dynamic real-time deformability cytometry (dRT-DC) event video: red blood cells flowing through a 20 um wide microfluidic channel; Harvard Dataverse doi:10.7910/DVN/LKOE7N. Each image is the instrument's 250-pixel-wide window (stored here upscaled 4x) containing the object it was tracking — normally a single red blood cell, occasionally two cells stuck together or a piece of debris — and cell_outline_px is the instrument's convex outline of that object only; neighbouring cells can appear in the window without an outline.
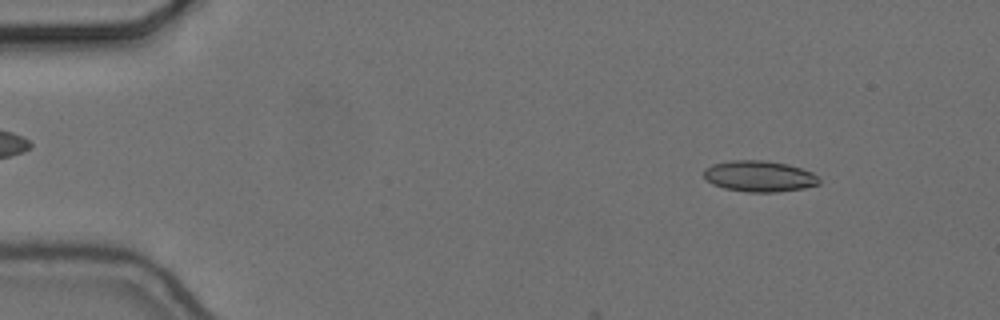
{"species": "common noctule bat (a hibernating species)", "species_latin": "Nyctalus noctula", "temperature_condition": "cold", "stored_images_in_passage": 8, "camera_frame_rate_fps": 3000, "um_per_image_px": 0.085, "animal": {"sex": "female", "body_mass_g": 24.6, "forearm_length_mm": 56.2}, "frame": {"image": 1, "passage_image": 4, "time_ms": 1.0, "image_size_px": [1000, 320], "cell_outline_px": [[820, 184], [804, 188], [776, 192], [748, 192], [724, 188], [712, 184], [704, 176], [704, 168], [712, 164], [728, 160], [764, 160], [788, 164], [812, 172], [820, 180]], "centroid_in_image_um": [64.53, 14.97], "position_along_channel_um": 20.5, "area_um2": 20.92}}